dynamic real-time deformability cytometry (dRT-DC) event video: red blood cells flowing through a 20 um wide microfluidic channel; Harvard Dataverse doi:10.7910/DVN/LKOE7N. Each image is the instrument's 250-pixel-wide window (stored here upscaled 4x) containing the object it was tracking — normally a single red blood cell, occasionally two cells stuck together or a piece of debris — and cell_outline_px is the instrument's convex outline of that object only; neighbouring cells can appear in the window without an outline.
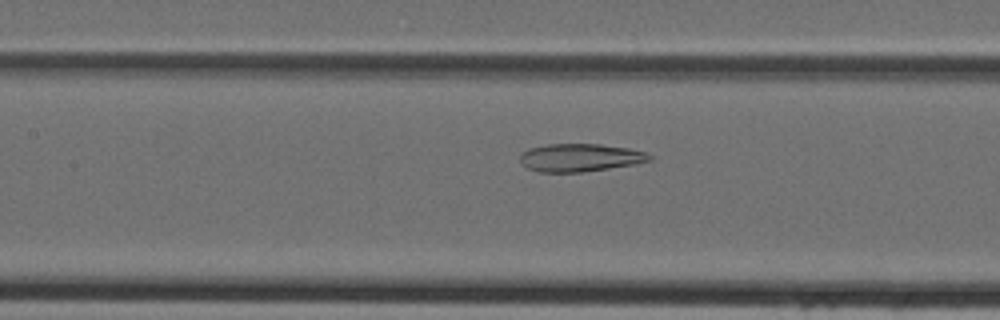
{"species": "Egyptian fruit bat (a non-hibernating species)", "species_latin": "Rousettus aegyptiacus", "temperature_condition": "cold", "stored_images_in_passage": 38, "camera_frame_rate_fps": 3000, "um_per_image_px": 0.085, "animal": {"sex": "female"}, "frame": {"image": 1, "passage_image": 13, "time_ms": 4.0, "image_size_px": [1000, 320], "cell_outline_px": [[652, 160], [636, 164], [580, 172], [536, 172], [528, 168], [520, 160], [520, 152], [528, 148], [548, 144], [600, 144], [628, 148], [644, 152], [652, 156]], "centroid_in_image_um": [49.28, 13.39], "position_along_channel_um": 158.1, "area_um2": 21.04}}
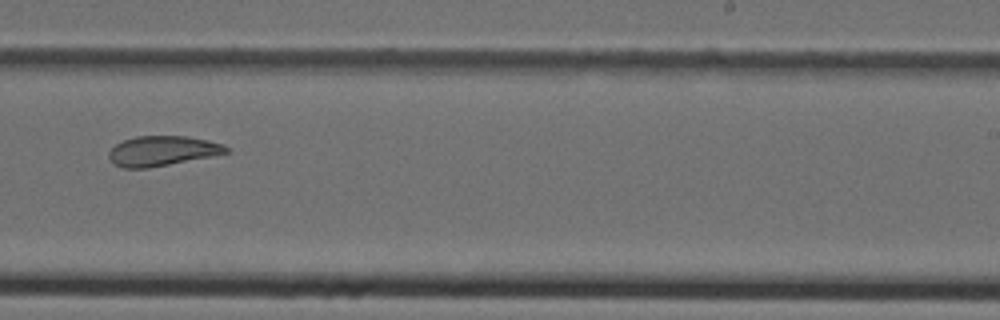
{"frame": {"image": 2, "passage_image": 21, "time_ms": 6.667, "image_size_px": [1000, 320], "cell_outline_px": [[228, 152], [212, 156], [148, 168], [120, 168], [112, 164], [108, 156], [108, 152], [116, 144], [124, 140], [136, 136], [188, 136], [208, 140], [224, 144], [228, 148]], "centroid_in_image_um": [13.76, 12.83], "position_along_channel_um": 275.2, "area_um2": 20.52}}
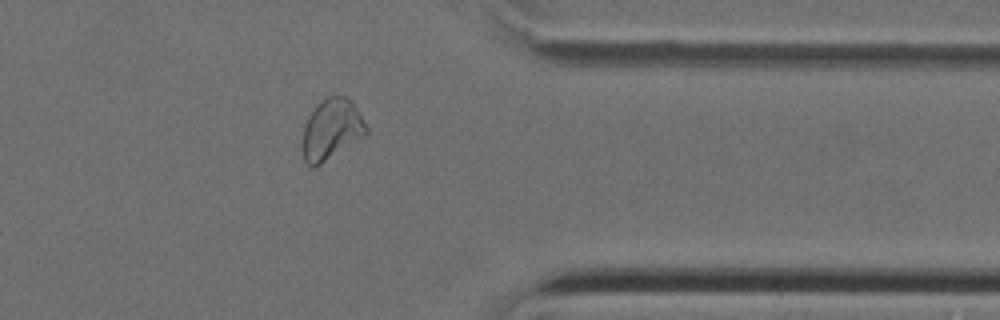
{"frame": {"image": 3, "passage_image": 29, "time_ms": 9.333, "image_size_px": [1000, 320], "cell_outline_px": [[368, 132], [320, 164], [312, 168], [304, 160], [300, 148], [304, 124], [308, 116], [316, 104], [328, 96], [348, 96], [352, 100], [368, 128]], "centroid_in_image_um": [28.12, 10.97], "position_along_channel_um": 383.3, "area_um2": 22.54}}